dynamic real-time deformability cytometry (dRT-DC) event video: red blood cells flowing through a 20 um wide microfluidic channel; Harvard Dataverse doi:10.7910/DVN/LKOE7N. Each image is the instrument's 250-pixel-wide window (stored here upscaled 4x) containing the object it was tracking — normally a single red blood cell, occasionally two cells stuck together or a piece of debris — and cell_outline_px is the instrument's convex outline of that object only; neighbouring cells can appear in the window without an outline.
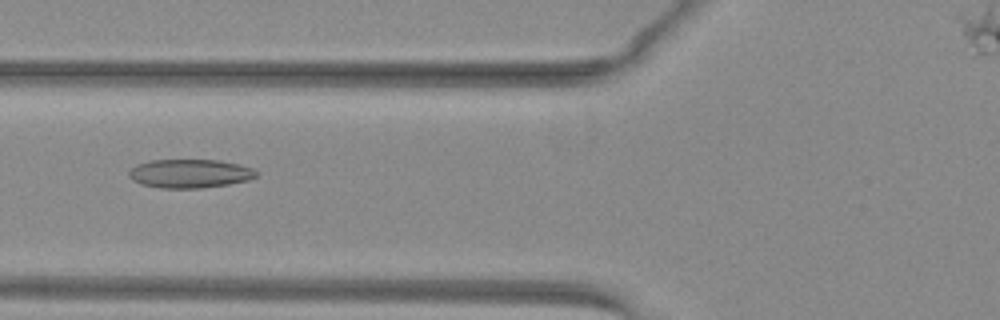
{"species": "common noctule bat (a hibernating species)", "species_latin": "Nyctalus noctula", "temperature_condition": "warm", "stored_images_in_passage": 51, "camera_frame_rate_fps": 3000, "um_per_image_px": 0.085, "animal": {"sex": "female", "body_mass_g": 29.2, "forearm_length_mm": 56.3}, "frame": {"image": 1, "passage_image": 22, "time_ms": 7.0, "image_size_px": [1000, 320], "cell_outline_px": [[260, 172], [256, 176], [248, 180], [228, 184], [200, 188], [160, 188], [140, 184], [132, 180], [128, 176], [128, 172], [136, 164], [148, 160], [220, 160], [240, 164], [252, 168]], "centroid_in_image_um": [16.12, 14.74], "position_along_channel_um": 109.7, "area_um2": 21.5}}
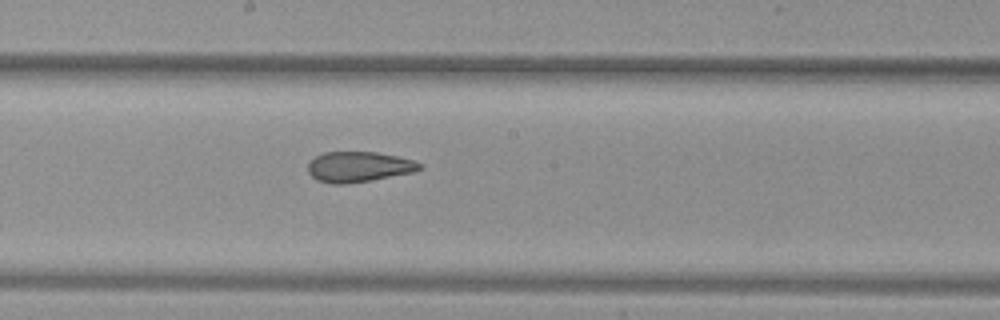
{"frame": {"image": 2, "passage_image": 30, "time_ms": 9.667, "image_size_px": [1000, 320], "cell_outline_px": [[424, 168], [412, 172], [372, 180], [344, 184], [332, 184], [316, 180], [308, 172], [308, 164], [316, 156], [324, 152], [376, 152], [396, 156], [412, 160], [424, 164]], "centroid_in_image_um": [30.5, 14.18], "position_along_channel_um": 217.7, "area_um2": 19.77}}
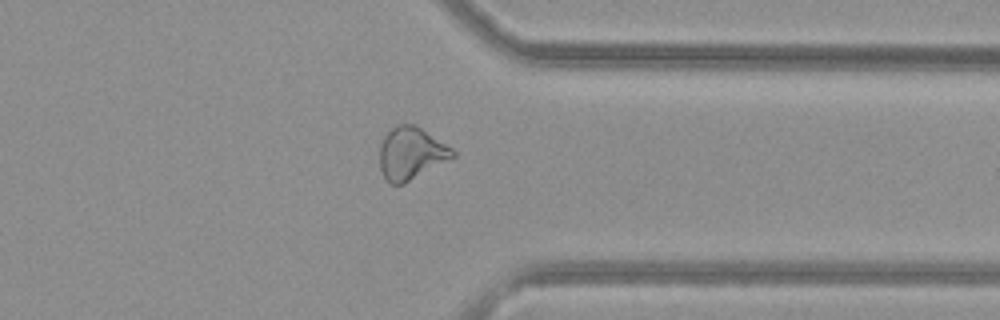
{"frame": {"image": 3, "passage_image": 42, "time_ms": 13.667, "image_size_px": [1000, 320], "cell_outline_px": [[456, 156], [404, 184], [392, 184], [384, 176], [380, 168], [380, 144], [384, 136], [396, 124], [416, 124], [452, 148], [456, 152]], "centroid_in_image_um": [34.95, 13.02], "position_along_channel_um": 376.5, "area_um2": 22.25}}